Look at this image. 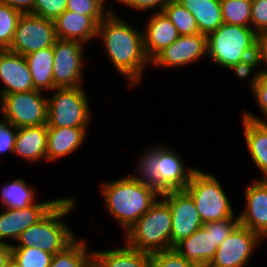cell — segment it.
Segmentation results:
<instances>
[{"label": "cell", "instance_id": "1", "mask_svg": "<svg viewBox=\"0 0 267 267\" xmlns=\"http://www.w3.org/2000/svg\"><path fill=\"white\" fill-rule=\"evenodd\" d=\"M97 37L102 41L112 66L130 81L129 87L139 84L147 65H151L144 50L143 31L131 26L112 10L99 23Z\"/></svg>", "mask_w": 267, "mask_h": 267}, {"label": "cell", "instance_id": "2", "mask_svg": "<svg viewBox=\"0 0 267 267\" xmlns=\"http://www.w3.org/2000/svg\"><path fill=\"white\" fill-rule=\"evenodd\" d=\"M101 195L108 214L126 232L142 217L161 195L152 187L140 183L132 175L101 185Z\"/></svg>", "mask_w": 267, "mask_h": 267}, {"label": "cell", "instance_id": "3", "mask_svg": "<svg viewBox=\"0 0 267 267\" xmlns=\"http://www.w3.org/2000/svg\"><path fill=\"white\" fill-rule=\"evenodd\" d=\"M75 203L72 198H61L36 224L24 230L16 241L18 243L11 244V247H40L53 255L64 250L77 238L62 220L75 209Z\"/></svg>", "mask_w": 267, "mask_h": 267}, {"label": "cell", "instance_id": "4", "mask_svg": "<svg viewBox=\"0 0 267 267\" xmlns=\"http://www.w3.org/2000/svg\"><path fill=\"white\" fill-rule=\"evenodd\" d=\"M171 228L170 208L161 198L124 233L125 243L149 254L170 250Z\"/></svg>", "mask_w": 267, "mask_h": 267}, {"label": "cell", "instance_id": "5", "mask_svg": "<svg viewBox=\"0 0 267 267\" xmlns=\"http://www.w3.org/2000/svg\"><path fill=\"white\" fill-rule=\"evenodd\" d=\"M257 33L252 27L223 23L207 36V56L220 67L229 69L256 55Z\"/></svg>", "mask_w": 267, "mask_h": 267}, {"label": "cell", "instance_id": "6", "mask_svg": "<svg viewBox=\"0 0 267 267\" xmlns=\"http://www.w3.org/2000/svg\"><path fill=\"white\" fill-rule=\"evenodd\" d=\"M240 224L239 217L207 222L191 236L182 239L174 249L197 267H207L217 248Z\"/></svg>", "mask_w": 267, "mask_h": 267}, {"label": "cell", "instance_id": "7", "mask_svg": "<svg viewBox=\"0 0 267 267\" xmlns=\"http://www.w3.org/2000/svg\"><path fill=\"white\" fill-rule=\"evenodd\" d=\"M184 190L192 197L203 224L235 217L225 190L212 173L196 168Z\"/></svg>", "mask_w": 267, "mask_h": 267}, {"label": "cell", "instance_id": "8", "mask_svg": "<svg viewBox=\"0 0 267 267\" xmlns=\"http://www.w3.org/2000/svg\"><path fill=\"white\" fill-rule=\"evenodd\" d=\"M53 91L47 97L48 128L89 129L91 111L83 86L55 88Z\"/></svg>", "mask_w": 267, "mask_h": 267}, {"label": "cell", "instance_id": "9", "mask_svg": "<svg viewBox=\"0 0 267 267\" xmlns=\"http://www.w3.org/2000/svg\"><path fill=\"white\" fill-rule=\"evenodd\" d=\"M33 90L4 94L0 97L1 118L15 127H31L47 123V97Z\"/></svg>", "mask_w": 267, "mask_h": 267}, {"label": "cell", "instance_id": "10", "mask_svg": "<svg viewBox=\"0 0 267 267\" xmlns=\"http://www.w3.org/2000/svg\"><path fill=\"white\" fill-rule=\"evenodd\" d=\"M56 40L54 21L32 13H23L7 50L26 56L53 46Z\"/></svg>", "mask_w": 267, "mask_h": 267}, {"label": "cell", "instance_id": "11", "mask_svg": "<svg viewBox=\"0 0 267 267\" xmlns=\"http://www.w3.org/2000/svg\"><path fill=\"white\" fill-rule=\"evenodd\" d=\"M83 42L57 39L53 45L55 88L83 86Z\"/></svg>", "mask_w": 267, "mask_h": 267}, {"label": "cell", "instance_id": "12", "mask_svg": "<svg viewBox=\"0 0 267 267\" xmlns=\"http://www.w3.org/2000/svg\"><path fill=\"white\" fill-rule=\"evenodd\" d=\"M262 238L240 224L218 246L207 267H245Z\"/></svg>", "mask_w": 267, "mask_h": 267}, {"label": "cell", "instance_id": "13", "mask_svg": "<svg viewBox=\"0 0 267 267\" xmlns=\"http://www.w3.org/2000/svg\"><path fill=\"white\" fill-rule=\"evenodd\" d=\"M169 205L172 216L171 249L182 239L191 236L204 224L192 197L185 190L170 191L160 198Z\"/></svg>", "mask_w": 267, "mask_h": 267}, {"label": "cell", "instance_id": "14", "mask_svg": "<svg viewBox=\"0 0 267 267\" xmlns=\"http://www.w3.org/2000/svg\"><path fill=\"white\" fill-rule=\"evenodd\" d=\"M61 198L36 202L26 208L7 209L0 212V244H7L8 238L18 240L21 233L31 225L36 224L45 216Z\"/></svg>", "mask_w": 267, "mask_h": 267}, {"label": "cell", "instance_id": "15", "mask_svg": "<svg viewBox=\"0 0 267 267\" xmlns=\"http://www.w3.org/2000/svg\"><path fill=\"white\" fill-rule=\"evenodd\" d=\"M207 55V36L203 34L179 36L152 61L156 67L188 66Z\"/></svg>", "mask_w": 267, "mask_h": 267}, {"label": "cell", "instance_id": "16", "mask_svg": "<svg viewBox=\"0 0 267 267\" xmlns=\"http://www.w3.org/2000/svg\"><path fill=\"white\" fill-rule=\"evenodd\" d=\"M244 189V209L238 215L240 225L267 238V179L253 180Z\"/></svg>", "mask_w": 267, "mask_h": 267}, {"label": "cell", "instance_id": "17", "mask_svg": "<svg viewBox=\"0 0 267 267\" xmlns=\"http://www.w3.org/2000/svg\"><path fill=\"white\" fill-rule=\"evenodd\" d=\"M0 81L4 84L0 97L35 90L25 57L7 49L0 50Z\"/></svg>", "mask_w": 267, "mask_h": 267}, {"label": "cell", "instance_id": "18", "mask_svg": "<svg viewBox=\"0 0 267 267\" xmlns=\"http://www.w3.org/2000/svg\"><path fill=\"white\" fill-rule=\"evenodd\" d=\"M169 146L158 145L157 171L163 180V193L184 190L196 168H188L178 154Z\"/></svg>", "mask_w": 267, "mask_h": 267}, {"label": "cell", "instance_id": "19", "mask_svg": "<svg viewBox=\"0 0 267 267\" xmlns=\"http://www.w3.org/2000/svg\"><path fill=\"white\" fill-rule=\"evenodd\" d=\"M105 17H89L65 10L54 20L57 39L88 43L97 37L98 25Z\"/></svg>", "mask_w": 267, "mask_h": 267}, {"label": "cell", "instance_id": "20", "mask_svg": "<svg viewBox=\"0 0 267 267\" xmlns=\"http://www.w3.org/2000/svg\"><path fill=\"white\" fill-rule=\"evenodd\" d=\"M143 32L144 50L147 58L152 61L162 50L179 38L176 27L167 15L161 11L151 15Z\"/></svg>", "mask_w": 267, "mask_h": 267}, {"label": "cell", "instance_id": "21", "mask_svg": "<svg viewBox=\"0 0 267 267\" xmlns=\"http://www.w3.org/2000/svg\"><path fill=\"white\" fill-rule=\"evenodd\" d=\"M47 134V124L18 128L13 154L32 163L46 160Z\"/></svg>", "mask_w": 267, "mask_h": 267}, {"label": "cell", "instance_id": "22", "mask_svg": "<svg viewBox=\"0 0 267 267\" xmlns=\"http://www.w3.org/2000/svg\"><path fill=\"white\" fill-rule=\"evenodd\" d=\"M87 128H48L46 160L54 161L69 156L82 146Z\"/></svg>", "mask_w": 267, "mask_h": 267}, {"label": "cell", "instance_id": "23", "mask_svg": "<svg viewBox=\"0 0 267 267\" xmlns=\"http://www.w3.org/2000/svg\"><path fill=\"white\" fill-rule=\"evenodd\" d=\"M93 267H151V254L125 246L93 252Z\"/></svg>", "mask_w": 267, "mask_h": 267}, {"label": "cell", "instance_id": "24", "mask_svg": "<svg viewBox=\"0 0 267 267\" xmlns=\"http://www.w3.org/2000/svg\"><path fill=\"white\" fill-rule=\"evenodd\" d=\"M241 117L246 148L263 179H267V123Z\"/></svg>", "mask_w": 267, "mask_h": 267}, {"label": "cell", "instance_id": "25", "mask_svg": "<svg viewBox=\"0 0 267 267\" xmlns=\"http://www.w3.org/2000/svg\"><path fill=\"white\" fill-rule=\"evenodd\" d=\"M195 17L200 34L208 36L224 22L220 0H177Z\"/></svg>", "mask_w": 267, "mask_h": 267}, {"label": "cell", "instance_id": "26", "mask_svg": "<svg viewBox=\"0 0 267 267\" xmlns=\"http://www.w3.org/2000/svg\"><path fill=\"white\" fill-rule=\"evenodd\" d=\"M34 84V89L39 91H53V46L40 49L24 56Z\"/></svg>", "mask_w": 267, "mask_h": 267}, {"label": "cell", "instance_id": "27", "mask_svg": "<svg viewBox=\"0 0 267 267\" xmlns=\"http://www.w3.org/2000/svg\"><path fill=\"white\" fill-rule=\"evenodd\" d=\"M0 202L7 209L26 208L36 203V190L23 178H16L2 186Z\"/></svg>", "mask_w": 267, "mask_h": 267}, {"label": "cell", "instance_id": "28", "mask_svg": "<svg viewBox=\"0 0 267 267\" xmlns=\"http://www.w3.org/2000/svg\"><path fill=\"white\" fill-rule=\"evenodd\" d=\"M86 243V239L77 237L53 256L50 267H93V252H88Z\"/></svg>", "mask_w": 267, "mask_h": 267}, {"label": "cell", "instance_id": "29", "mask_svg": "<svg viewBox=\"0 0 267 267\" xmlns=\"http://www.w3.org/2000/svg\"><path fill=\"white\" fill-rule=\"evenodd\" d=\"M155 146L148 147L140 155L136 168L138 174L132 176L140 183L152 187L161 195L163 194V180L157 171L158 145Z\"/></svg>", "mask_w": 267, "mask_h": 267}, {"label": "cell", "instance_id": "30", "mask_svg": "<svg viewBox=\"0 0 267 267\" xmlns=\"http://www.w3.org/2000/svg\"><path fill=\"white\" fill-rule=\"evenodd\" d=\"M225 24L251 27L252 0H220Z\"/></svg>", "mask_w": 267, "mask_h": 267}, {"label": "cell", "instance_id": "31", "mask_svg": "<svg viewBox=\"0 0 267 267\" xmlns=\"http://www.w3.org/2000/svg\"><path fill=\"white\" fill-rule=\"evenodd\" d=\"M163 12L176 27L180 36L200 33L193 14L178 1H169Z\"/></svg>", "mask_w": 267, "mask_h": 267}, {"label": "cell", "instance_id": "32", "mask_svg": "<svg viewBox=\"0 0 267 267\" xmlns=\"http://www.w3.org/2000/svg\"><path fill=\"white\" fill-rule=\"evenodd\" d=\"M250 78L249 86L264 118L262 117L261 119L252 112H247L246 110L243 112L242 116L257 122L267 123V70L256 71Z\"/></svg>", "mask_w": 267, "mask_h": 267}, {"label": "cell", "instance_id": "33", "mask_svg": "<svg viewBox=\"0 0 267 267\" xmlns=\"http://www.w3.org/2000/svg\"><path fill=\"white\" fill-rule=\"evenodd\" d=\"M53 256L40 247H12V257L22 267H50Z\"/></svg>", "mask_w": 267, "mask_h": 267}, {"label": "cell", "instance_id": "34", "mask_svg": "<svg viewBox=\"0 0 267 267\" xmlns=\"http://www.w3.org/2000/svg\"><path fill=\"white\" fill-rule=\"evenodd\" d=\"M22 15L23 13L19 10L0 4V50L10 47L17 24Z\"/></svg>", "mask_w": 267, "mask_h": 267}, {"label": "cell", "instance_id": "35", "mask_svg": "<svg viewBox=\"0 0 267 267\" xmlns=\"http://www.w3.org/2000/svg\"><path fill=\"white\" fill-rule=\"evenodd\" d=\"M106 0H67L66 10L89 17H106L112 9H105Z\"/></svg>", "mask_w": 267, "mask_h": 267}, {"label": "cell", "instance_id": "36", "mask_svg": "<svg viewBox=\"0 0 267 267\" xmlns=\"http://www.w3.org/2000/svg\"><path fill=\"white\" fill-rule=\"evenodd\" d=\"M151 267H197L174 248L151 254Z\"/></svg>", "mask_w": 267, "mask_h": 267}, {"label": "cell", "instance_id": "37", "mask_svg": "<svg viewBox=\"0 0 267 267\" xmlns=\"http://www.w3.org/2000/svg\"><path fill=\"white\" fill-rule=\"evenodd\" d=\"M67 7V0H35L34 15L54 21Z\"/></svg>", "mask_w": 267, "mask_h": 267}, {"label": "cell", "instance_id": "38", "mask_svg": "<svg viewBox=\"0 0 267 267\" xmlns=\"http://www.w3.org/2000/svg\"><path fill=\"white\" fill-rule=\"evenodd\" d=\"M18 128L2 118L0 121V155L5 152L13 154Z\"/></svg>", "mask_w": 267, "mask_h": 267}, {"label": "cell", "instance_id": "39", "mask_svg": "<svg viewBox=\"0 0 267 267\" xmlns=\"http://www.w3.org/2000/svg\"><path fill=\"white\" fill-rule=\"evenodd\" d=\"M251 25L256 33L267 30V0H252Z\"/></svg>", "mask_w": 267, "mask_h": 267}, {"label": "cell", "instance_id": "40", "mask_svg": "<svg viewBox=\"0 0 267 267\" xmlns=\"http://www.w3.org/2000/svg\"><path fill=\"white\" fill-rule=\"evenodd\" d=\"M258 66H260L259 59L257 58V55H253L243 61L236 63L228 70L234 72V75H236L238 78L245 79L249 77V75H251L250 73H253L255 69H258L257 71H263V66L261 65V68H257Z\"/></svg>", "mask_w": 267, "mask_h": 267}, {"label": "cell", "instance_id": "41", "mask_svg": "<svg viewBox=\"0 0 267 267\" xmlns=\"http://www.w3.org/2000/svg\"><path fill=\"white\" fill-rule=\"evenodd\" d=\"M124 6H127L131 9L144 11V10H153L157 7L159 8L158 12L164 10V7L168 4L169 0H117Z\"/></svg>", "mask_w": 267, "mask_h": 267}, {"label": "cell", "instance_id": "42", "mask_svg": "<svg viewBox=\"0 0 267 267\" xmlns=\"http://www.w3.org/2000/svg\"><path fill=\"white\" fill-rule=\"evenodd\" d=\"M256 55L260 65L265 66L263 70H267V30L257 33Z\"/></svg>", "mask_w": 267, "mask_h": 267}, {"label": "cell", "instance_id": "43", "mask_svg": "<svg viewBox=\"0 0 267 267\" xmlns=\"http://www.w3.org/2000/svg\"><path fill=\"white\" fill-rule=\"evenodd\" d=\"M35 0H0V4L8 5L22 13H33Z\"/></svg>", "mask_w": 267, "mask_h": 267}, {"label": "cell", "instance_id": "44", "mask_svg": "<svg viewBox=\"0 0 267 267\" xmlns=\"http://www.w3.org/2000/svg\"><path fill=\"white\" fill-rule=\"evenodd\" d=\"M12 257L11 243L0 244V267H6Z\"/></svg>", "mask_w": 267, "mask_h": 267}, {"label": "cell", "instance_id": "45", "mask_svg": "<svg viewBox=\"0 0 267 267\" xmlns=\"http://www.w3.org/2000/svg\"><path fill=\"white\" fill-rule=\"evenodd\" d=\"M6 267H22V266L13 257H11Z\"/></svg>", "mask_w": 267, "mask_h": 267}]
</instances>
